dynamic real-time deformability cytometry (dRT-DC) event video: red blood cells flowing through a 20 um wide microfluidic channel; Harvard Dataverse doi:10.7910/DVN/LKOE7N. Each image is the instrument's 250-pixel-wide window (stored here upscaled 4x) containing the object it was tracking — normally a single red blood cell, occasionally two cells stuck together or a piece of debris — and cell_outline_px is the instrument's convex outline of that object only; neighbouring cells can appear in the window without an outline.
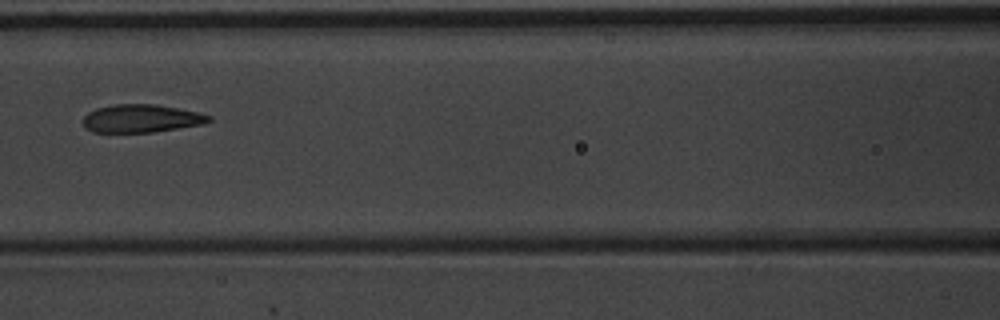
{"species": "common noctule bat (a hibernating species)", "species_latin": "Nyctalus noctula", "temperature_condition": "warm", "stored_images_in_passage": 6, "camera_frame_rate_fps": 3000, "um_per_image_px": 0.085, "animal": {"sex": "male", "body_mass_g": 20.1, "forearm_length_mm": 53.5}, "frame": {"image": 1, "passage_image": 4, "time_ms": 1.0, "image_size_px": [1000, 320], "cell_outline_px": [[212, 120], [204, 124], [152, 132], [92, 132], [84, 128], [84, 116], [88, 112], [96, 108], [116, 104], [156, 104], [200, 112], [212, 116]], "centroid_in_image_um": [12.03, 10.07], "position_along_channel_um": 154.6, "area_um2": 20.63}}
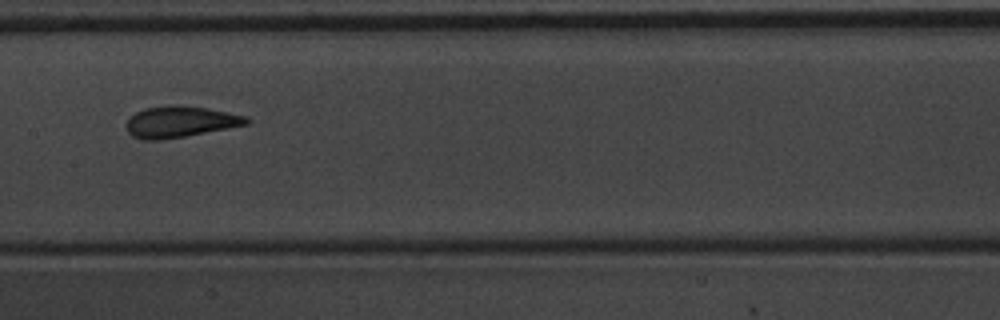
{"frame": {"image": 2, "passage_image": 5, "time_ms": 1.333, "image_size_px": [1000, 320], "cell_outline_px": [[248, 124], [228, 128], [184, 136], [160, 140], [144, 140], [132, 136], [128, 132], [124, 124], [136, 112], [144, 108], [172, 104], [180, 104], [208, 108], [248, 116]], "centroid_in_image_um": [15.29, 10.33], "position_along_channel_um": 192.1, "area_um2": 21.96}}
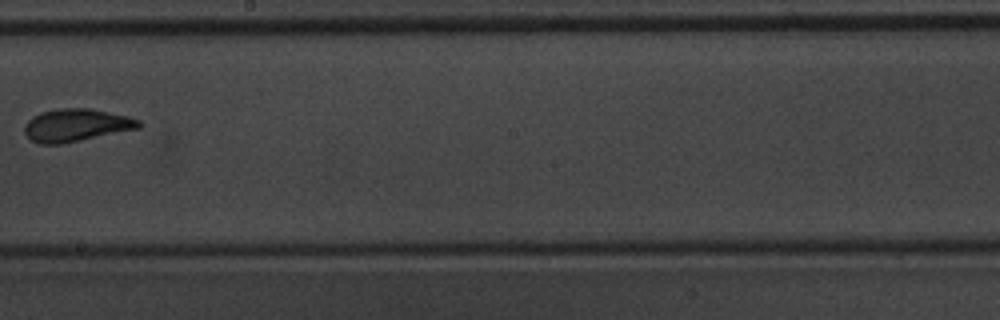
{"frame": {"image": 3, "passage_image": 6, "time_ms": 1.667, "image_size_px": [1000, 320], "cell_outline_px": [[144, 124], [140, 128], [60, 144], [40, 144], [32, 140], [24, 132], [24, 124], [32, 116], [40, 112], [56, 108], [88, 108], [128, 116], [140, 120]], "centroid_in_image_um": [6.47, 10.63], "position_along_channel_um": 241.7, "area_um2": 21.79}}